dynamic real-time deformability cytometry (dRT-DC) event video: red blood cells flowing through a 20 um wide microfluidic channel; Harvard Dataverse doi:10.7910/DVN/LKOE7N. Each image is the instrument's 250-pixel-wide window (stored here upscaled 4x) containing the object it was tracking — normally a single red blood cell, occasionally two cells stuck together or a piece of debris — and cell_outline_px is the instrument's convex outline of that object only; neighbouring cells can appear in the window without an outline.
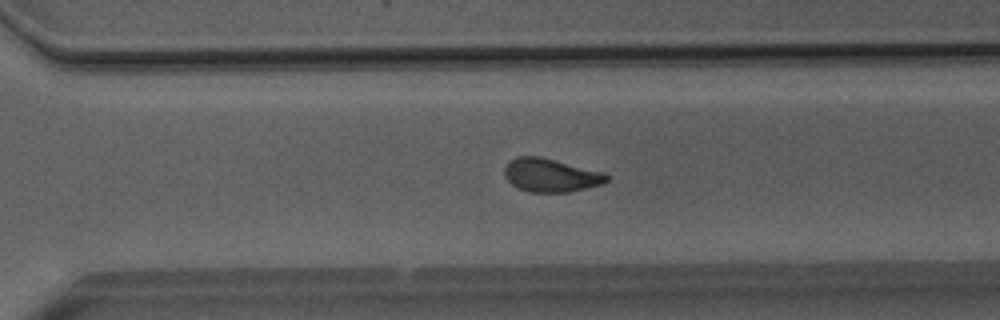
{"species": "Egyptian fruit bat (a non-hibernating species)", "species_latin": "Rousettus aegyptiacus", "temperature_condition": "room temperature", "stored_images_in_passage": 48, "segment_of_instrument_passage": [1, 2], "camera_frame_rate_fps": 3000, "um_per_image_px": 0.085, "animal": {"sex": "male"}, "frame": {"image": 1, "passage_image": 32, "time_ms": 10.333, "image_size_px": [1000, 320], "cell_outline_px": [[612, 176], [608, 180], [600, 184], [568, 192], [532, 192], [520, 188], [512, 184], [504, 176], [504, 168], [516, 156], [540, 156], [604, 172]], "centroid_in_image_um": [46.83, 14.88], "position_along_channel_um": 323.8, "area_um2": 19.71}}
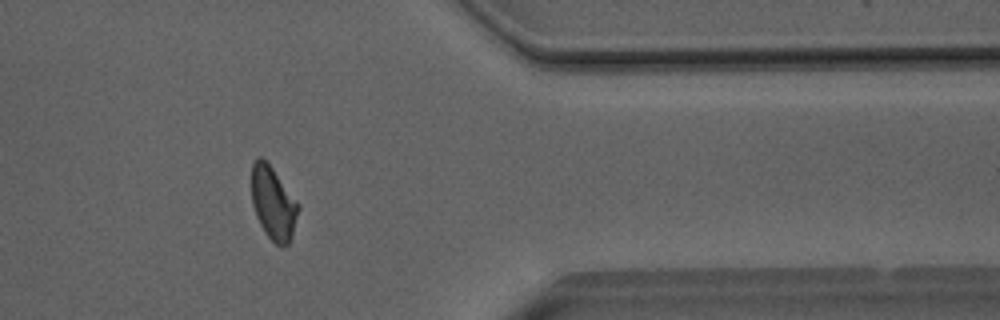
{"frame": {"image": 2, "passage_image": 38, "time_ms": 12.333, "image_size_px": [1000, 320], "cell_outline_px": [[300, 208], [288, 244], [276, 244], [264, 232], [256, 216], [252, 204], [252, 164], [256, 156], [260, 156], [272, 168], [300, 204]], "centroid_in_image_um": [23.21, 17.24], "position_along_channel_um": 388.2, "area_um2": 19.59}}